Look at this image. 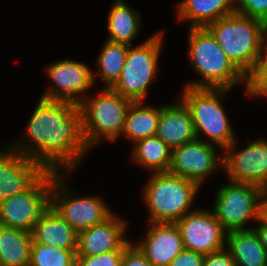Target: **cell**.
Masks as SVG:
<instances>
[{
  "mask_svg": "<svg viewBox=\"0 0 267 266\" xmlns=\"http://www.w3.org/2000/svg\"><path fill=\"white\" fill-rule=\"evenodd\" d=\"M28 124L36 148L23 151L20 146V154L45 170L57 172L58 164L72 169L89 149L83 135L82 111L75 104L41 98Z\"/></svg>",
  "mask_w": 267,
  "mask_h": 266,
  "instance_id": "6da1fadb",
  "label": "cell"
},
{
  "mask_svg": "<svg viewBox=\"0 0 267 266\" xmlns=\"http://www.w3.org/2000/svg\"><path fill=\"white\" fill-rule=\"evenodd\" d=\"M234 66L247 77L261 65L267 26L240 13L218 19L206 27Z\"/></svg>",
  "mask_w": 267,
  "mask_h": 266,
  "instance_id": "7a4b0ae2",
  "label": "cell"
},
{
  "mask_svg": "<svg viewBox=\"0 0 267 266\" xmlns=\"http://www.w3.org/2000/svg\"><path fill=\"white\" fill-rule=\"evenodd\" d=\"M190 29L191 64L205 81L189 83L188 87L229 90L238 81L246 80L207 28Z\"/></svg>",
  "mask_w": 267,
  "mask_h": 266,
  "instance_id": "3957f363",
  "label": "cell"
},
{
  "mask_svg": "<svg viewBox=\"0 0 267 266\" xmlns=\"http://www.w3.org/2000/svg\"><path fill=\"white\" fill-rule=\"evenodd\" d=\"M198 187L169 172L154 173L144 194L152 223H177L187 214Z\"/></svg>",
  "mask_w": 267,
  "mask_h": 266,
  "instance_id": "277c9868",
  "label": "cell"
},
{
  "mask_svg": "<svg viewBox=\"0 0 267 266\" xmlns=\"http://www.w3.org/2000/svg\"><path fill=\"white\" fill-rule=\"evenodd\" d=\"M132 102L110 88H105L97 98L82 100L79 108L87 146L91 147L103 136L107 140L116 139L124 129L126 113Z\"/></svg>",
  "mask_w": 267,
  "mask_h": 266,
  "instance_id": "5b68a950",
  "label": "cell"
},
{
  "mask_svg": "<svg viewBox=\"0 0 267 266\" xmlns=\"http://www.w3.org/2000/svg\"><path fill=\"white\" fill-rule=\"evenodd\" d=\"M182 102L189 109L196 138L204 132L226 151L234 149V137L227 116L220 104L219 94L227 89L192 88L186 86Z\"/></svg>",
  "mask_w": 267,
  "mask_h": 266,
  "instance_id": "8992f818",
  "label": "cell"
},
{
  "mask_svg": "<svg viewBox=\"0 0 267 266\" xmlns=\"http://www.w3.org/2000/svg\"><path fill=\"white\" fill-rule=\"evenodd\" d=\"M56 173L46 170L27 190L0 201V225L31 233L51 208V186Z\"/></svg>",
  "mask_w": 267,
  "mask_h": 266,
  "instance_id": "52a82bcc",
  "label": "cell"
},
{
  "mask_svg": "<svg viewBox=\"0 0 267 266\" xmlns=\"http://www.w3.org/2000/svg\"><path fill=\"white\" fill-rule=\"evenodd\" d=\"M162 34L154 35L140 46L129 50L120 78L112 88L133 102L142 101L147 87L155 75Z\"/></svg>",
  "mask_w": 267,
  "mask_h": 266,
  "instance_id": "ba28073f",
  "label": "cell"
},
{
  "mask_svg": "<svg viewBox=\"0 0 267 266\" xmlns=\"http://www.w3.org/2000/svg\"><path fill=\"white\" fill-rule=\"evenodd\" d=\"M260 187L234 182L219 189L213 214L228 233L244 230L249 218L258 220Z\"/></svg>",
  "mask_w": 267,
  "mask_h": 266,
  "instance_id": "9c48e42d",
  "label": "cell"
},
{
  "mask_svg": "<svg viewBox=\"0 0 267 266\" xmlns=\"http://www.w3.org/2000/svg\"><path fill=\"white\" fill-rule=\"evenodd\" d=\"M202 211H189L176 224L182 235L184 249L205 256L225 248L227 232L213 212Z\"/></svg>",
  "mask_w": 267,
  "mask_h": 266,
  "instance_id": "30bf717a",
  "label": "cell"
},
{
  "mask_svg": "<svg viewBox=\"0 0 267 266\" xmlns=\"http://www.w3.org/2000/svg\"><path fill=\"white\" fill-rule=\"evenodd\" d=\"M60 185L63 184L57 172L53 177L51 186V207L77 233L103 223L112 215L99 198L85 197L71 200L70 198L69 200L62 198L59 192L56 193L57 188H61Z\"/></svg>",
  "mask_w": 267,
  "mask_h": 266,
  "instance_id": "8fae6325",
  "label": "cell"
},
{
  "mask_svg": "<svg viewBox=\"0 0 267 266\" xmlns=\"http://www.w3.org/2000/svg\"><path fill=\"white\" fill-rule=\"evenodd\" d=\"M217 165L213 144L196 139L172 149L169 173L201 184Z\"/></svg>",
  "mask_w": 267,
  "mask_h": 266,
  "instance_id": "7c38bea8",
  "label": "cell"
},
{
  "mask_svg": "<svg viewBox=\"0 0 267 266\" xmlns=\"http://www.w3.org/2000/svg\"><path fill=\"white\" fill-rule=\"evenodd\" d=\"M233 182L267 185V142L254 141L241 152L227 154L219 162Z\"/></svg>",
  "mask_w": 267,
  "mask_h": 266,
  "instance_id": "4fadbf2b",
  "label": "cell"
},
{
  "mask_svg": "<svg viewBox=\"0 0 267 266\" xmlns=\"http://www.w3.org/2000/svg\"><path fill=\"white\" fill-rule=\"evenodd\" d=\"M52 81L56 82L57 88L51 87L42 98L56 101L70 102L79 106L80 98L74 97L86 89L91 88L94 76L89 68L80 62L59 61L47 68Z\"/></svg>",
  "mask_w": 267,
  "mask_h": 266,
  "instance_id": "5bb4252c",
  "label": "cell"
},
{
  "mask_svg": "<svg viewBox=\"0 0 267 266\" xmlns=\"http://www.w3.org/2000/svg\"><path fill=\"white\" fill-rule=\"evenodd\" d=\"M13 151L0 153V201L24 192L46 171L31 158Z\"/></svg>",
  "mask_w": 267,
  "mask_h": 266,
  "instance_id": "9a60e30c",
  "label": "cell"
},
{
  "mask_svg": "<svg viewBox=\"0 0 267 266\" xmlns=\"http://www.w3.org/2000/svg\"><path fill=\"white\" fill-rule=\"evenodd\" d=\"M125 222L111 215L103 223L78 233L76 256H95L113 250H125L131 243L122 236Z\"/></svg>",
  "mask_w": 267,
  "mask_h": 266,
  "instance_id": "2e32d148",
  "label": "cell"
},
{
  "mask_svg": "<svg viewBox=\"0 0 267 266\" xmlns=\"http://www.w3.org/2000/svg\"><path fill=\"white\" fill-rule=\"evenodd\" d=\"M146 241L137 245L152 266H168L184 249L182 235L176 223H153Z\"/></svg>",
  "mask_w": 267,
  "mask_h": 266,
  "instance_id": "e0dca14e",
  "label": "cell"
},
{
  "mask_svg": "<svg viewBox=\"0 0 267 266\" xmlns=\"http://www.w3.org/2000/svg\"><path fill=\"white\" fill-rule=\"evenodd\" d=\"M156 136L171 149L197 139L190 111L182 101L160 108Z\"/></svg>",
  "mask_w": 267,
  "mask_h": 266,
  "instance_id": "ac0fdd59",
  "label": "cell"
},
{
  "mask_svg": "<svg viewBox=\"0 0 267 266\" xmlns=\"http://www.w3.org/2000/svg\"><path fill=\"white\" fill-rule=\"evenodd\" d=\"M33 242L66 250L78 249V233L51 207L34 225Z\"/></svg>",
  "mask_w": 267,
  "mask_h": 266,
  "instance_id": "d6986e66",
  "label": "cell"
},
{
  "mask_svg": "<svg viewBox=\"0 0 267 266\" xmlns=\"http://www.w3.org/2000/svg\"><path fill=\"white\" fill-rule=\"evenodd\" d=\"M226 236L225 243L236 266H267V250L255 230L232 231Z\"/></svg>",
  "mask_w": 267,
  "mask_h": 266,
  "instance_id": "ffe728a7",
  "label": "cell"
},
{
  "mask_svg": "<svg viewBox=\"0 0 267 266\" xmlns=\"http://www.w3.org/2000/svg\"><path fill=\"white\" fill-rule=\"evenodd\" d=\"M234 0H185L179 6V18L191 19V28H206L220 18L235 13Z\"/></svg>",
  "mask_w": 267,
  "mask_h": 266,
  "instance_id": "44dd1931",
  "label": "cell"
},
{
  "mask_svg": "<svg viewBox=\"0 0 267 266\" xmlns=\"http://www.w3.org/2000/svg\"><path fill=\"white\" fill-rule=\"evenodd\" d=\"M30 232L0 225V266H29Z\"/></svg>",
  "mask_w": 267,
  "mask_h": 266,
  "instance_id": "7402d4cb",
  "label": "cell"
},
{
  "mask_svg": "<svg viewBox=\"0 0 267 266\" xmlns=\"http://www.w3.org/2000/svg\"><path fill=\"white\" fill-rule=\"evenodd\" d=\"M160 118V108L142 107V101L132 102L125 117L122 133L138 141L156 135Z\"/></svg>",
  "mask_w": 267,
  "mask_h": 266,
  "instance_id": "603a6c76",
  "label": "cell"
},
{
  "mask_svg": "<svg viewBox=\"0 0 267 266\" xmlns=\"http://www.w3.org/2000/svg\"><path fill=\"white\" fill-rule=\"evenodd\" d=\"M130 9L122 0H118L111 8L108 16V41L131 46L130 41L135 37L139 28L140 16Z\"/></svg>",
  "mask_w": 267,
  "mask_h": 266,
  "instance_id": "cb8c5ba5",
  "label": "cell"
},
{
  "mask_svg": "<svg viewBox=\"0 0 267 266\" xmlns=\"http://www.w3.org/2000/svg\"><path fill=\"white\" fill-rule=\"evenodd\" d=\"M133 158L155 173L168 172L171 165L172 149L158 136L136 141Z\"/></svg>",
  "mask_w": 267,
  "mask_h": 266,
  "instance_id": "d4e9b609",
  "label": "cell"
},
{
  "mask_svg": "<svg viewBox=\"0 0 267 266\" xmlns=\"http://www.w3.org/2000/svg\"><path fill=\"white\" fill-rule=\"evenodd\" d=\"M98 58L99 74L107 83V88L112 89L118 82L124 63L127 58L128 45L107 41Z\"/></svg>",
  "mask_w": 267,
  "mask_h": 266,
  "instance_id": "484cf974",
  "label": "cell"
},
{
  "mask_svg": "<svg viewBox=\"0 0 267 266\" xmlns=\"http://www.w3.org/2000/svg\"><path fill=\"white\" fill-rule=\"evenodd\" d=\"M77 250L32 243L29 266H75Z\"/></svg>",
  "mask_w": 267,
  "mask_h": 266,
  "instance_id": "4316f807",
  "label": "cell"
},
{
  "mask_svg": "<svg viewBox=\"0 0 267 266\" xmlns=\"http://www.w3.org/2000/svg\"><path fill=\"white\" fill-rule=\"evenodd\" d=\"M124 251L113 250L95 256H76L75 266H120Z\"/></svg>",
  "mask_w": 267,
  "mask_h": 266,
  "instance_id": "83f0119b",
  "label": "cell"
},
{
  "mask_svg": "<svg viewBox=\"0 0 267 266\" xmlns=\"http://www.w3.org/2000/svg\"><path fill=\"white\" fill-rule=\"evenodd\" d=\"M235 13L262 21L267 26V0H237Z\"/></svg>",
  "mask_w": 267,
  "mask_h": 266,
  "instance_id": "f1b7e54d",
  "label": "cell"
},
{
  "mask_svg": "<svg viewBox=\"0 0 267 266\" xmlns=\"http://www.w3.org/2000/svg\"><path fill=\"white\" fill-rule=\"evenodd\" d=\"M246 93L249 95L267 96V71L259 65L246 77Z\"/></svg>",
  "mask_w": 267,
  "mask_h": 266,
  "instance_id": "f546056e",
  "label": "cell"
},
{
  "mask_svg": "<svg viewBox=\"0 0 267 266\" xmlns=\"http://www.w3.org/2000/svg\"><path fill=\"white\" fill-rule=\"evenodd\" d=\"M120 266H152L145 254L131 243L126 247Z\"/></svg>",
  "mask_w": 267,
  "mask_h": 266,
  "instance_id": "4dcf8cb0",
  "label": "cell"
},
{
  "mask_svg": "<svg viewBox=\"0 0 267 266\" xmlns=\"http://www.w3.org/2000/svg\"><path fill=\"white\" fill-rule=\"evenodd\" d=\"M204 255L183 249L168 266H202Z\"/></svg>",
  "mask_w": 267,
  "mask_h": 266,
  "instance_id": "1f68e13d",
  "label": "cell"
},
{
  "mask_svg": "<svg viewBox=\"0 0 267 266\" xmlns=\"http://www.w3.org/2000/svg\"><path fill=\"white\" fill-rule=\"evenodd\" d=\"M202 266H236L228 250H220L204 256Z\"/></svg>",
  "mask_w": 267,
  "mask_h": 266,
  "instance_id": "d6a6232c",
  "label": "cell"
},
{
  "mask_svg": "<svg viewBox=\"0 0 267 266\" xmlns=\"http://www.w3.org/2000/svg\"><path fill=\"white\" fill-rule=\"evenodd\" d=\"M267 185L260 188L258 200V222L267 223ZM265 198V199H262Z\"/></svg>",
  "mask_w": 267,
  "mask_h": 266,
  "instance_id": "836d02e7",
  "label": "cell"
},
{
  "mask_svg": "<svg viewBox=\"0 0 267 266\" xmlns=\"http://www.w3.org/2000/svg\"><path fill=\"white\" fill-rule=\"evenodd\" d=\"M259 225L254 230H255V232H256L261 244L267 250V223H265L263 221H260Z\"/></svg>",
  "mask_w": 267,
  "mask_h": 266,
  "instance_id": "e575fe53",
  "label": "cell"
},
{
  "mask_svg": "<svg viewBox=\"0 0 267 266\" xmlns=\"http://www.w3.org/2000/svg\"><path fill=\"white\" fill-rule=\"evenodd\" d=\"M267 46V44H266ZM266 50L264 52L265 53V56L263 55L262 57V62H261V66L267 71V48H265Z\"/></svg>",
  "mask_w": 267,
  "mask_h": 266,
  "instance_id": "d590c367",
  "label": "cell"
}]
</instances>
